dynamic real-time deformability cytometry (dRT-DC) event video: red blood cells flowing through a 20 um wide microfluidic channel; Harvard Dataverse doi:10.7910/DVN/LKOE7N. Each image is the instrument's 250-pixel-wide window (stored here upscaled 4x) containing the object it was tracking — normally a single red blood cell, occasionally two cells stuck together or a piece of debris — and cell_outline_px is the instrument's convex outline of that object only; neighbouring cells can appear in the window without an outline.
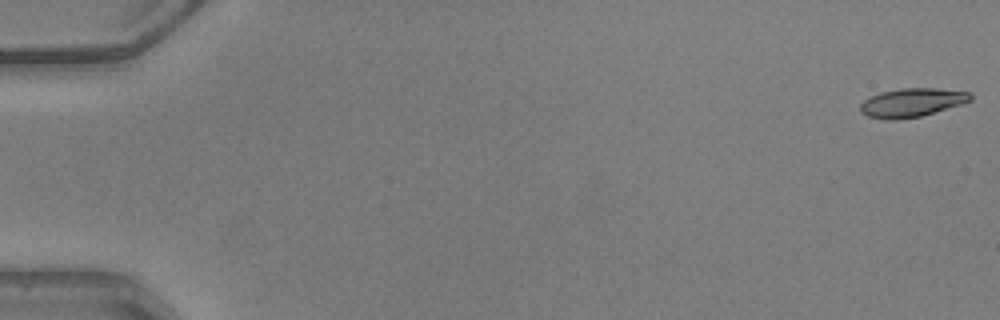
{"species": "common noctule bat (a hibernating species)", "species_latin": "Nyctalus noctula", "temperature_condition": "warm", "stored_images_in_passage": 50, "camera_frame_rate_fps": 3000, "um_per_image_px": 0.085, "animal": {"sex": "male", "body_mass_g": 20.5, "forearm_length_mm": 52.5}, "frame": {"image": 1, "passage_image": 1, "time_ms": 0.0, "image_size_px": [1000, 320], "cell_outline_px": [[972, 100], [960, 104], [920, 116], [896, 120], [888, 120], [868, 116], [860, 112], [860, 104], [864, 100], [880, 92], [900, 88], [936, 88], [972, 92]], "centroid_in_image_um": [77.5, 8.71], "position_along_channel_um": 7.5, "area_um2": 18.32}}
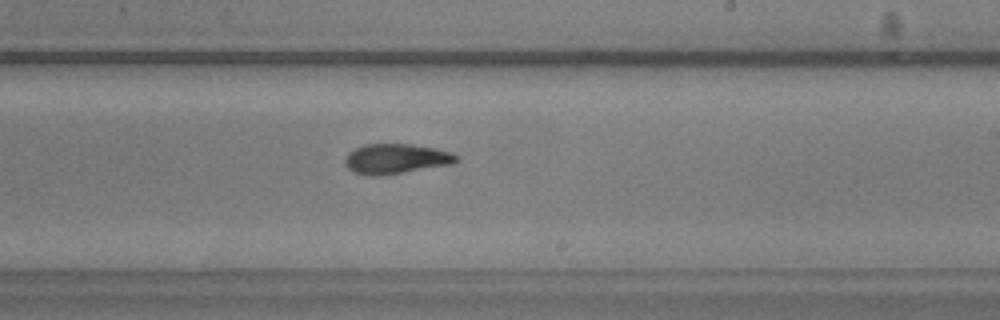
{"frame": {"image": 2, "passage_image": 31, "time_ms": 10.0, "image_size_px": [1000, 320], "cell_outline_px": [[460, 160], [452, 164], [380, 176], [372, 176], [352, 172], [344, 164], [344, 160], [348, 152], [364, 144], [408, 144], [432, 148], [448, 152], [456, 156]], "centroid_in_image_um": [33.59, 13.51], "position_along_channel_um": 255.4, "area_um2": 19.31}}
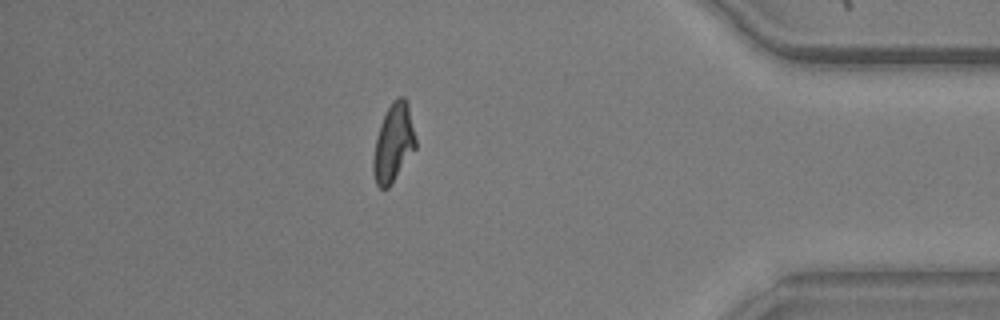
{"frame": {"image": 3, "passage_image": 44, "time_ms": 14.333, "image_size_px": [1000, 320], "cell_outline_px": [[416, 148], [388, 188], [380, 188], [376, 184], [372, 172], [372, 160], [376, 136], [380, 124], [392, 100], [396, 96], [404, 96], [408, 104], [416, 140]], "centroid_in_image_um": [33.42, 12.14], "position_along_channel_um": 401.8, "area_um2": 19.31}, "authors_computed_cell_mechanics": {"area_um2": 18.9295, "velocity_mm_per_s": 4.1433, "shape_relaxation_time_tau1_ms": null, "shape_relaxation_time_tau2_ms": 3.1697, "deformation_change_tau1": null, "deformation_change_tau2": 0.1165}}